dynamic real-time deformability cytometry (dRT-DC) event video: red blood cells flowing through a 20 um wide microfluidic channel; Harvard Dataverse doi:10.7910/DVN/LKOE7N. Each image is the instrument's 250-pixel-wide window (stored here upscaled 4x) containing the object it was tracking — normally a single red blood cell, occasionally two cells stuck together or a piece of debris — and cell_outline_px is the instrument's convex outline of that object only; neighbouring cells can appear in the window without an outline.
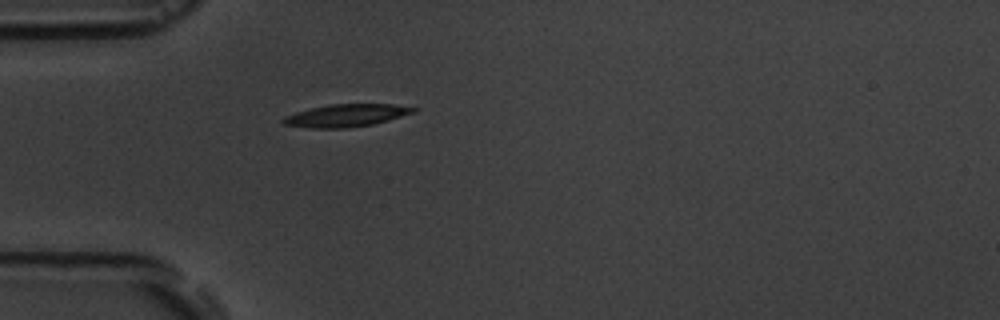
{"species": "common noctule bat (a hibernating species)", "species_latin": "Nyctalus noctula", "temperature_condition": "room temperature", "stored_images_in_passage": 1, "camera_frame_rate_fps": 3000, "um_per_image_px": 0.085, "animal": {"sex": "male", "body_mass_g": 19.5, "forearm_length_mm": 54.6}, "frame": {"image": 1, "passage_image": 1, "time_ms": 0.0, "image_size_px": [1000, 320], "cell_outline_px": [[416, 112], [388, 120], [372, 124], [344, 128], [312, 128], [284, 124], [280, 120], [284, 116], [296, 112], [312, 108], [332, 104], [392, 104], [416, 108]], "centroid_in_image_um": [29.41, 9.81], "position_along_channel_um": 55.6, "area_um2": 16.88}}